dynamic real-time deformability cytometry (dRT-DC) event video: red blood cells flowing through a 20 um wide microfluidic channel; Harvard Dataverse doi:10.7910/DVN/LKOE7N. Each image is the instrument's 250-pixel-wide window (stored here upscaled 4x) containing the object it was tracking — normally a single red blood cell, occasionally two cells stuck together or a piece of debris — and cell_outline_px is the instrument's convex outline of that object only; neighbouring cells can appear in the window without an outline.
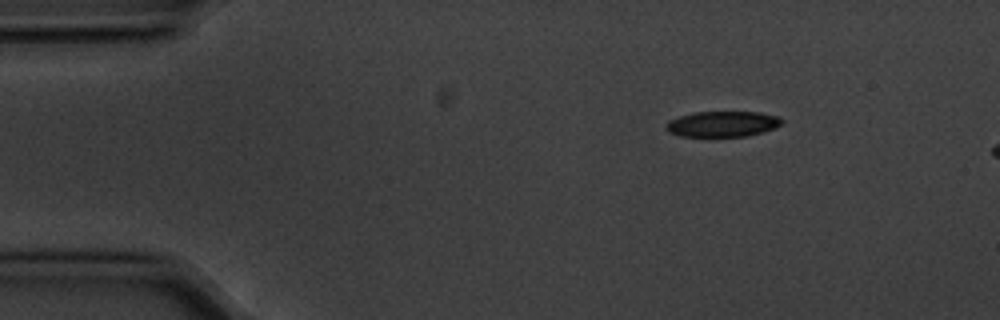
{"species": "common noctule bat (a hibernating species)", "species_latin": "Nyctalus noctula", "temperature_condition": "cold", "stored_images_in_passage": 3, "camera_frame_rate_fps": 3000, "um_per_image_px": 0.085, "animal": {"sex": "male", "body_mass_g": 20.1, "forearm_length_mm": 53.5}, "frame": {"image": 1, "passage_image": 1, "time_ms": 0.0, "image_size_px": [1000, 320], "cell_outline_px": [[784, 120], [776, 128], [764, 132], [748, 136], [680, 136], [668, 132], [664, 128], [664, 124], [668, 120], [680, 116], [696, 112], [760, 112], [776, 116]], "centroid_in_image_um": [61.39, 10.54], "position_along_channel_um": 23.6, "area_um2": 17.4}}